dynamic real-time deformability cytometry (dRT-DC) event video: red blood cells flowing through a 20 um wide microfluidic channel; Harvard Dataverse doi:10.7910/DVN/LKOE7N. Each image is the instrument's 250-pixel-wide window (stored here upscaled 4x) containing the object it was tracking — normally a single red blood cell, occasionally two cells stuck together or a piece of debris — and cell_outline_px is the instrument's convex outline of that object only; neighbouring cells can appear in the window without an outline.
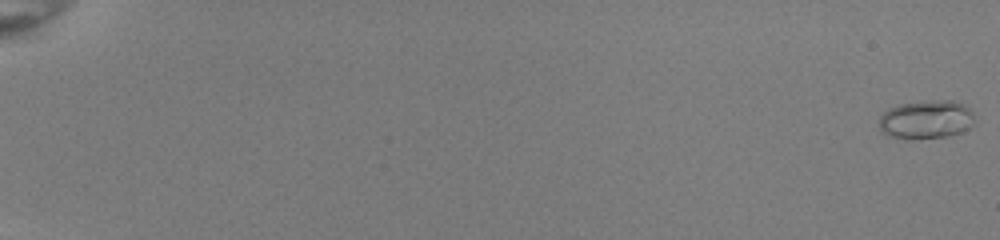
{"species": "common noctule bat (a hibernating species)", "species_latin": "Nyctalus noctula", "temperature_condition": "room temperature", "stored_images_in_passage": 24, "camera_frame_rate_fps": 3000, "um_per_image_px": 0.085, "animal": {"sex": "female", "body_mass_g": 22.0, "forearm_length_mm": 56.7}, "frame": {"image": 1, "passage_image": 1, "time_ms": 0.0, "image_size_px": [1000, 240], "cell_outline_px": [[972, 124], [968, 128], [960, 132], [948, 136], [912, 140], [892, 136], [880, 132], [880, 116], [884, 112], [900, 104], [928, 100], [952, 100], [964, 104], [972, 112]], "centroid_in_image_um": [78.71, 10.17], "position_along_channel_um": 6.3, "area_um2": 21.39}}